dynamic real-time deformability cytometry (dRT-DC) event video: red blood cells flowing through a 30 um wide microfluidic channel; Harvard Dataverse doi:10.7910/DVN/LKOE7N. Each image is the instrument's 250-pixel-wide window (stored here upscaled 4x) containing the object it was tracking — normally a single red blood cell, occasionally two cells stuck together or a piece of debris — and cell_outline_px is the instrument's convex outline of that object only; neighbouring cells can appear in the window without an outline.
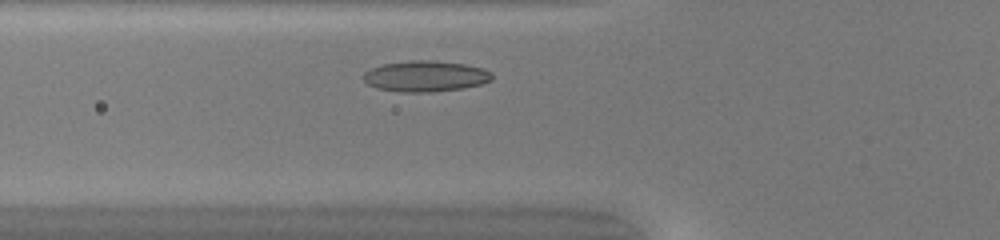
{"species": "common noctule bat (a hibernating species)", "species_latin": "Nyctalus noctula", "temperature_condition": "warm", "stored_images_in_passage": 28, "camera_frame_rate_fps": 3000, "um_per_image_px": 0.085, "animal": {"sex": "female", "body_mass_g": 20.0, "forearm_length_mm": 54.0}, "frame": {"image": 1, "passage_image": 5, "time_ms": 1.333, "image_size_px": [1000, 240], "cell_outline_px": [[492, 80], [480, 84], [464, 88], [432, 92], [400, 92], [376, 88], [368, 84], [360, 76], [364, 72], [372, 68], [384, 64], [412, 60], [436, 60], [464, 64], [484, 68], [492, 72]], "centroid_in_image_um": [36.16, 6.48], "position_along_channel_um": 89.6, "area_um2": 23.35}}
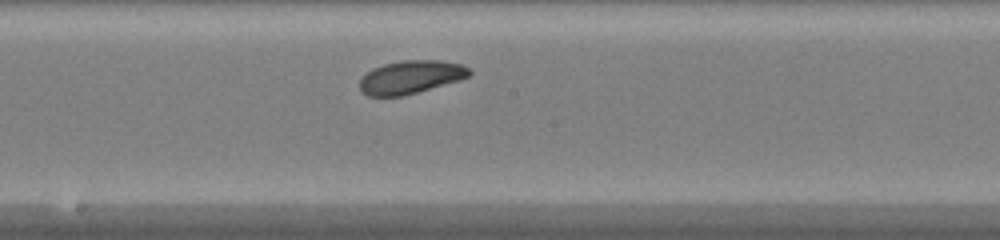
{"frame": {"image": 2, "passage_image": 14, "time_ms": 4.333, "image_size_px": [1000, 240], "cell_outline_px": [[472, 72], [468, 76], [460, 80], [404, 96], [368, 96], [360, 92], [360, 80], [372, 68], [384, 64], [404, 60], [440, 60], [460, 64], [468, 68]], "centroid_in_image_um": [34.9, 6.56], "position_along_channel_um": 213.3, "area_um2": 21.15}}
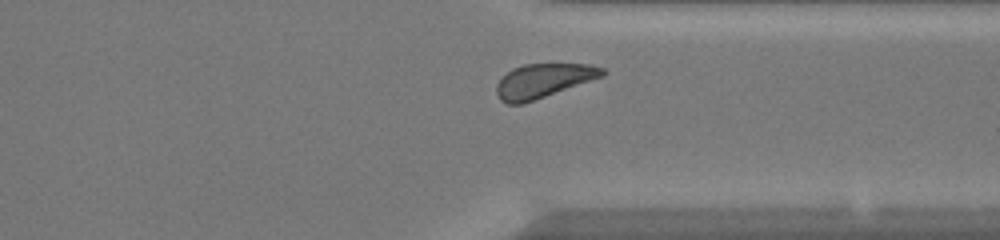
{"frame": {"image": 3, "passage_image": 25, "time_ms": 8.0, "image_size_px": [1000, 240], "cell_outline_px": [[608, 72], [604, 76], [524, 104], [508, 104], [500, 100], [496, 92], [496, 84], [512, 68], [524, 64], [588, 64], [604, 68]], "centroid_in_image_um": [46.2, 6.87], "position_along_channel_um": 365.2, "area_um2": 21.1}, "authors_computed_cell_mechanics": {"area_um2": 21.5883, "velocity_mm_per_s": 4.1355, "shape_relaxation_time_tau1_ms": 2.5607, "shape_relaxation_time_tau2_ms": null, "deformation_change_tau1": 0.1078, "deformation_change_tau2": null}}